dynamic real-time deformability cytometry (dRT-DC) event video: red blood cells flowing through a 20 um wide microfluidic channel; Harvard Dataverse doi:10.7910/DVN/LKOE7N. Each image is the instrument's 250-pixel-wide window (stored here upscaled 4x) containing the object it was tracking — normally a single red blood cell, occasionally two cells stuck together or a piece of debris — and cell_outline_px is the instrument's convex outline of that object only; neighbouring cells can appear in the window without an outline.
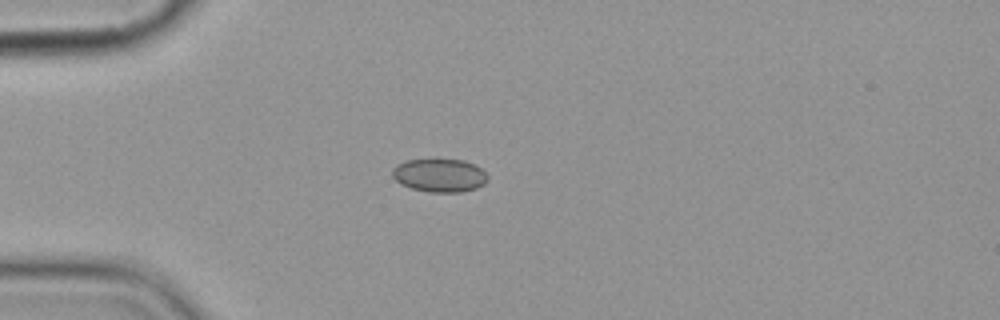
{"species": "common noctule bat (a hibernating species)", "species_latin": "Nyctalus noctula", "temperature_condition": "cold", "stored_images_in_passage": 8, "camera_frame_rate_fps": 3000, "um_per_image_px": 0.085, "animal": {"sex": "female", "body_mass_g": 19.9}, "frame": {"image": 1, "passage_image": 4, "time_ms": 3.333, "image_size_px": [1000, 320], "cell_outline_px": [[488, 180], [484, 184], [476, 188], [460, 192], [428, 192], [412, 188], [400, 184], [392, 176], [392, 168], [396, 164], [408, 160], [464, 160], [480, 168], [488, 176]], "centroid_in_image_um": [37.34, 14.91], "position_along_channel_um": 47.7, "area_um2": 18.38}}
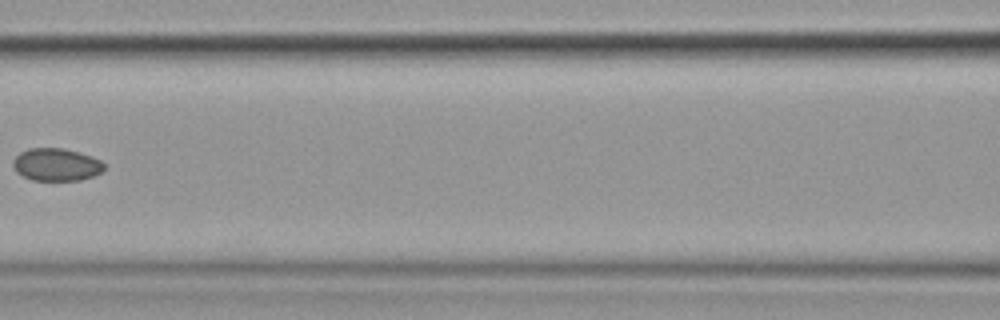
{"frame": {"image": 2, "passage_image": 7, "time_ms": 7.0, "image_size_px": [1000, 320], "cell_outline_px": [[104, 168], [100, 172], [92, 176], [80, 180], [32, 180], [16, 172], [12, 164], [12, 160], [20, 152], [28, 148], [64, 148], [80, 152], [92, 156], [100, 160], [104, 164]], "centroid_in_image_um": [4.76, 13.98], "position_along_channel_um": 161.8, "area_um2": 17.34}}
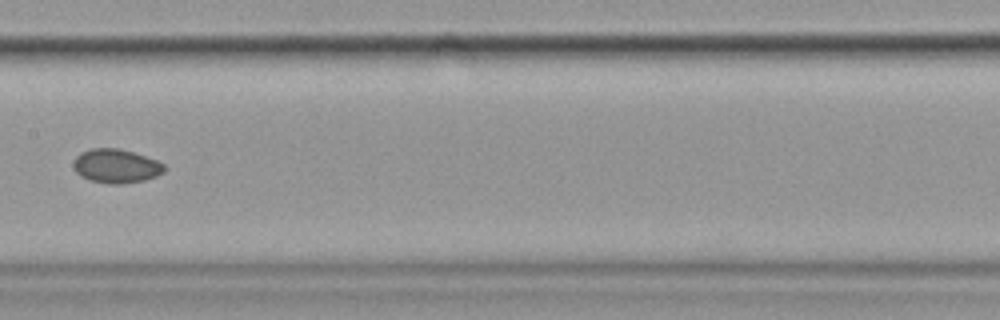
{"frame": {"image": 3, "passage_image": 8, "time_ms": 8.0, "image_size_px": [1000, 320], "cell_outline_px": [[164, 172], [156, 176], [144, 180], [120, 184], [108, 184], [88, 180], [80, 176], [72, 168], [72, 164], [76, 156], [80, 152], [92, 148], [120, 148], [156, 160], [164, 164]], "centroid_in_image_um": [9.81, 14.12], "position_along_channel_um": 197.6, "area_um2": 18.09}}